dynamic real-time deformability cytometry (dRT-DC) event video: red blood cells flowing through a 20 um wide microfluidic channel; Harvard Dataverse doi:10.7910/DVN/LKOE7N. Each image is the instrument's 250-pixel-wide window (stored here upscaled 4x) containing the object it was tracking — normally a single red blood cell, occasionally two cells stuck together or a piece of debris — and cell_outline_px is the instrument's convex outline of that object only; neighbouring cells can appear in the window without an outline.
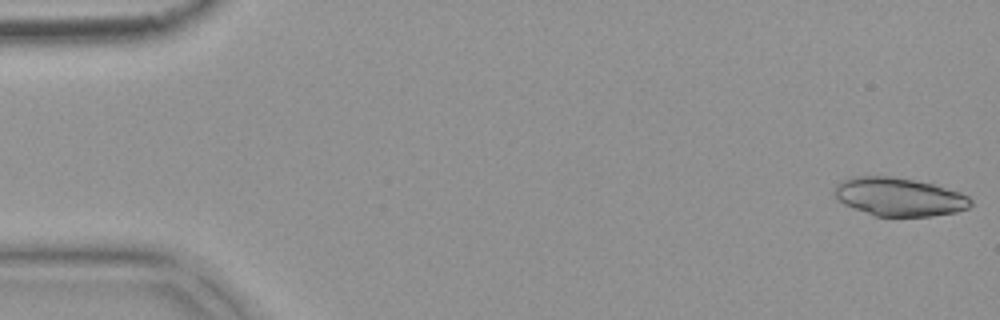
{"species": "common noctule bat (a hibernating species)", "species_latin": "Nyctalus noctula", "temperature_condition": "warm", "stored_images_in_passage": 53, "camera_frame_rate_fps": 3000, "um_per_image_px": 0.085, "animal": {"sex": "female", "body_mass_g": 18.4}, "frame": {"image": 1, "passage_image": 1, "time_ms": 0.0, "image_size_px": [1000, 320], "cell_outline_px": [[972, 204], [968, 208], [956, 212], [932, 216], [876, 216], [844, 204], [836, 200], [832, 192], [836, 184], [840, 180], [848, 176], [892, 176], [932, 184], [960, 192], [968, 196], [972, 200]], "centroid_in_image_um": [76.37, 16.72], "position_along_channel_um": 8.6, "area_um2": 30.63}}
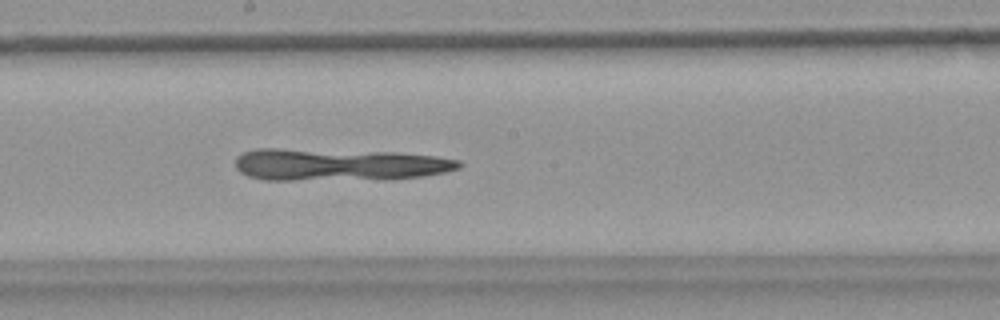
{"frame": {"image": 2, "passage_image": 29, "time_ms": 9.333, "image_size_px": [1000, 320], "cell_outline_px": [[464, 164], [460, 168], [444, 172], [424, 176], [392, 180], [264, 180], [248, 176], [240, 172], [236, 168], [236, 156], [244, 152], [256, 148], [276, 148], [392, 152], [432, 156], [460, 160]], "centroid_in_image_um": [28.8, 14.01], "position_along_channel_um": 219.4, "area_um2": 42.6}}
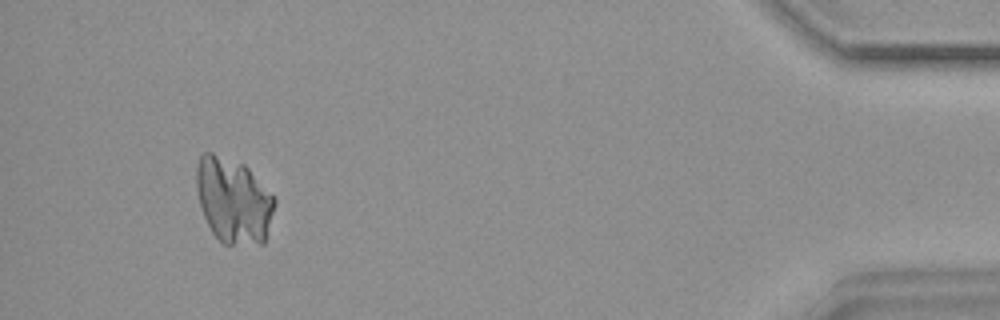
{"frame": {"image": 3, "passage_image": 50, "time_ms": 16.333, "image_size_px": [1000, 320], "cell_outline_px": [[276, 204], [264, 244], [224, 244], [212, 232], [204, 216], [200, 204], [196, 188], [196, 168], [200, 156], [204, 152], [212, 152], [244, 164], [248, 168], [276, 200]], "centroid_in_image_um": [19.83, 17.04], "position_along_channel_um": 415.4, "area_um2": 38.78}}